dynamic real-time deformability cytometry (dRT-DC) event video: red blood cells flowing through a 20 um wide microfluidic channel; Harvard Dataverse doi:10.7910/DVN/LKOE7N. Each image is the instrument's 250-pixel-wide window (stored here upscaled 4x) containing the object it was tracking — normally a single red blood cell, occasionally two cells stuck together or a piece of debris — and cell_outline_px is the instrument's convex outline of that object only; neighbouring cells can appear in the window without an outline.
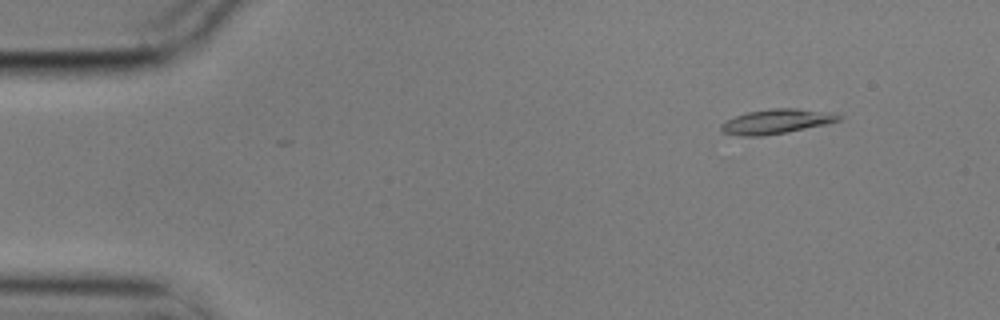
{"species": "common noctule bat (a hibernating species)", "species_latin": "Nyctalus noctula", "temperature_condition": "cold", "stored_images_in_passage": 6, "camera_frame_rate_fps": 3000, "um_per_image_px": 0.085, "animal": {"sex": "male", "body_mass_g": 17.9}, "frame": {"image": 1, "passage_image": 2, "time_ms": 0.333, "image_size_px": [1000, 320], "cell_outline_px": [[844, 116], [840, 120], [824, 124], [784, 132], [760, 136], [744, 136], [724, 132], [720, 128], [720, 124], [736, 116], [748, 112], [772, 108], [796, 108]], "centroid_in_image_um": [65.94, 10.32], "position_along_channel_um": 19.1, "area_um2": 16.18}}